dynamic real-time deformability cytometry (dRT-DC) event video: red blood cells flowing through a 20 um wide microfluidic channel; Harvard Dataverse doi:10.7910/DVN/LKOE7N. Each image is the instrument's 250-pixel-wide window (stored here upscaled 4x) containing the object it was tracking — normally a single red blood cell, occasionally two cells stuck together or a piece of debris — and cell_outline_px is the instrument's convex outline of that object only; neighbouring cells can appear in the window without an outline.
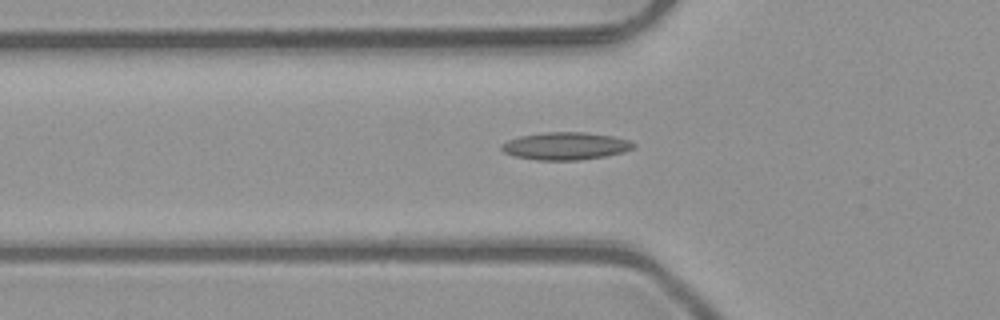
{"species": "common noctule bat (a hibernating species)", "species_latin": "Nyctalus noctula", "temperature_condition": "room temperature", "stored_images_in_passage": 33, "camera_frame_rate_fps": 3000, "um_per_image_px": 0.085, "animal": {"sex": "male", "body_mass_g": 23.1, "forearm_length_mm": 52.7}, "frame": {"image": 1, "passage_image": 3, "time_ms": 0.667, "image_size_px": [1000, 320], "cell_outline_px": [[636, 148], [624, 152], [604, 156], [580, 160], [536, 160], [516, 156], [504, 152], [500, 148], [500, 144], [508, 140], [520, 136], [544, 132], [584, 132], [612, 136], [628, 140], [636, 144]], "centroid_in_image_um": [48.08, 12.41], "position_along_channel_um": 77.7, "area_um2": 21.21}}
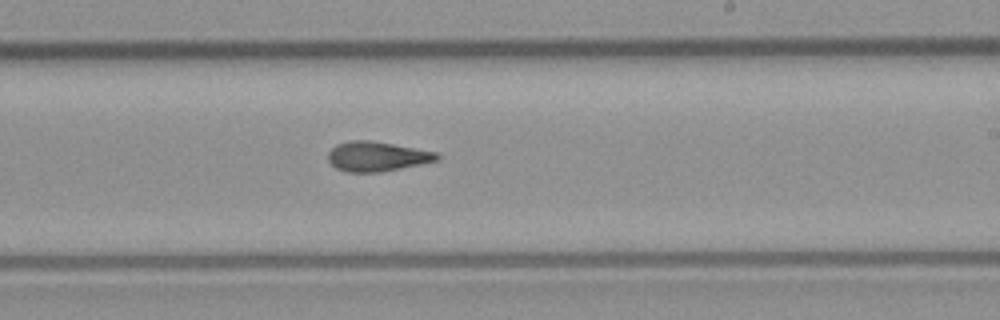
{"frame": {"image": 2, "passage_image": 16, "time_ms": 5.0, "image_size_px": [1000, 320], "cell_outline_px": [[440, 156], [436, 160], [420, 164], [380, 172], [348, 172], [336, 168], [328, 160], [328, 152], [336, 144], [348, 140], [368, 140], [416, 148], [436, 152]], "centroid_in_image_um": [32.0, 13.29], "position_along_channel_um": 257.0, "area_um2": 18.67}}
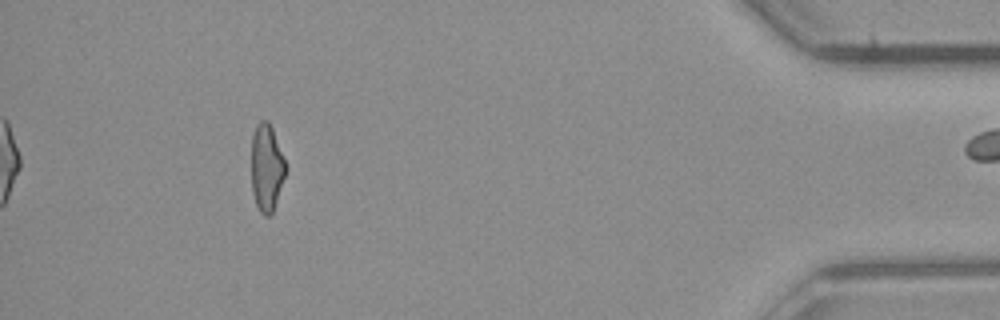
{"frame": {"image": 3, "passage_image": 32, "time_ms": 10.333, "image_size_px": [1000, 320], "cell_outline_px": [[284, 176], [272, 212], [268, 216], [264, 216], [260, 212], [256, 204], [252, 192], [252, 136], [256, 124], [260, 120], [268, 120], [272, 128], [284, 160]], "centroid_in_image_um": [22.62, 14.23], "position_along_channel_um": 412.6, "area_um2": 16.88}}